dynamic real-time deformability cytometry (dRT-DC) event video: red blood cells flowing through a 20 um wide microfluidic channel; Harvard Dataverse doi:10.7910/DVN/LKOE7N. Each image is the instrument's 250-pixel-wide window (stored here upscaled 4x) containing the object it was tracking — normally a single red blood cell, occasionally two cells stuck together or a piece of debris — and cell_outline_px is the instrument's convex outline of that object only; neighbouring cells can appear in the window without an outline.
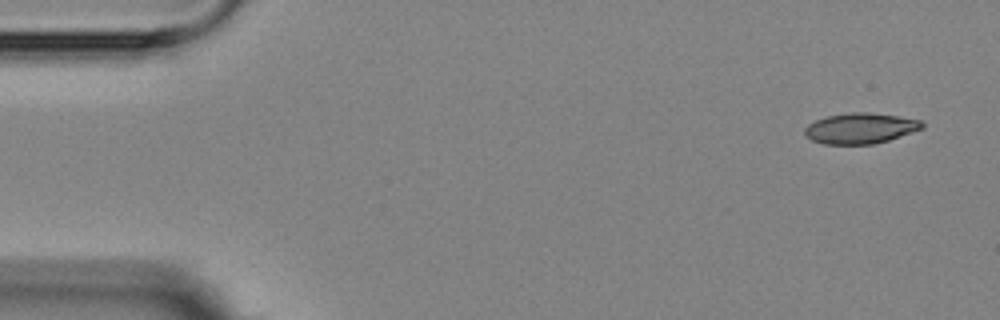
{"species": "Egyptian fruit bat (a non-hibernating species)", "species_latin": "Rousettus aegyptiacus", "temperature_condition": "room temperature", "stored_images_in_passage": 4, "camera_frame_rate_fps": 3000, "um_per_image_px": 0.085, "animal": {"sex": "female"}, "frame": {"image": 1, "passage_image": 1, "time_ms": 0.0, "image_size_px": [1000, 320], "cell_outline_px": [[924, 128], [888, 140], [872, 144], [824, 144], [812, 140], [804, 136], [804, 128], [808, 124], [816, 120], [828, 116], [852, 112], [868, 112], [896, 116], [920, 120], [924, 124]], "centroid_in_image_um": [73.1, 10.91], "position_along_channel_um": 11.9, "area_um2": 20.81}}
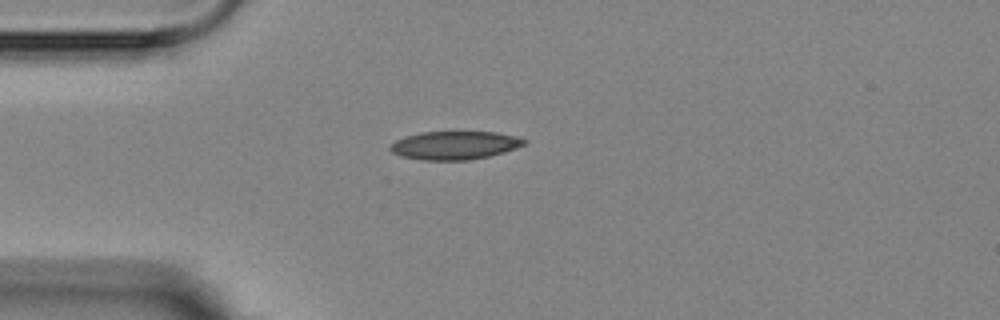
{"frame": {"image": 2, "passage_image": 4, "time_ms": 3.667, "image_size_px": [1000, 320], "cell_outline_px": [[528, 140], [524, 144], [516, 148], [504, 152], [488, 156], [468, 160], [424, 160], [400, 156], [392, 152], [388, 148], [388, 144], [404, 136], [420, 132], [496, 132], [516, 136]], "centroid_in_image_um": [38.61, 12.35], "position_along_channel_um": 46.4, "area_um2": 22.2}}